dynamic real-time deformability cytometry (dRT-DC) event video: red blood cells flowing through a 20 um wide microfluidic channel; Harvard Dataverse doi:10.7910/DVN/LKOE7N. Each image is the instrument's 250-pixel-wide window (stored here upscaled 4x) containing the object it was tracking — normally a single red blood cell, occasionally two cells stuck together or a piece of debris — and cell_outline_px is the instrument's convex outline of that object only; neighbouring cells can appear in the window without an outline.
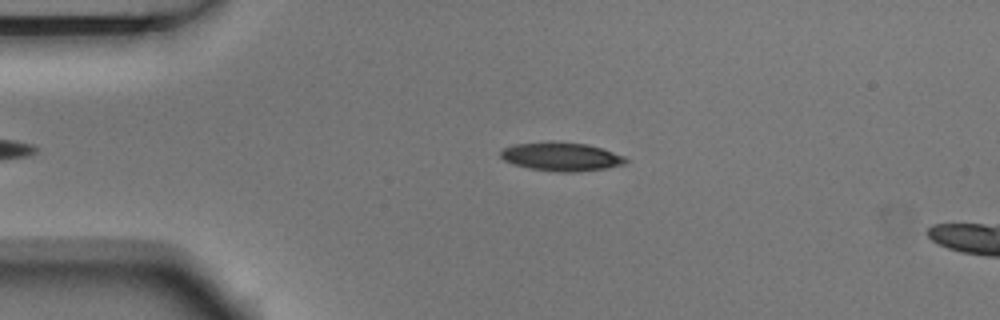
{"species": "Egyptian fruit bat (a non-hibernating species)", "species_latin": "Rousettus aegyptiacus", "temperature_condition": "room temperature", "stored_images_in_passage": 3, "segment_of_instrument_passage": [1, 2], "camera_frame_rate_fps": 3000, "um_per_image_px": 0.085, "animal": {"sex": "male"}, "frame": {"image": 1, "passage_image": 1, "time_ms": 0.0, "image_size_px": [1000, 320], "cell_outline_px": [[628, 160], [624, 164], [604, 168], [576, 172], [560, 172], [528, 168], [512, 164], [504, 160], [500, 156], [500, 152], [504, 148], [512, 144], [552, 140], [588, 144], [604, 148], [624, 156]], "centroid_in_image_um": [47.68, 13.29], "position_along_channel_um": 37.3, "area_um2": 21.21}}